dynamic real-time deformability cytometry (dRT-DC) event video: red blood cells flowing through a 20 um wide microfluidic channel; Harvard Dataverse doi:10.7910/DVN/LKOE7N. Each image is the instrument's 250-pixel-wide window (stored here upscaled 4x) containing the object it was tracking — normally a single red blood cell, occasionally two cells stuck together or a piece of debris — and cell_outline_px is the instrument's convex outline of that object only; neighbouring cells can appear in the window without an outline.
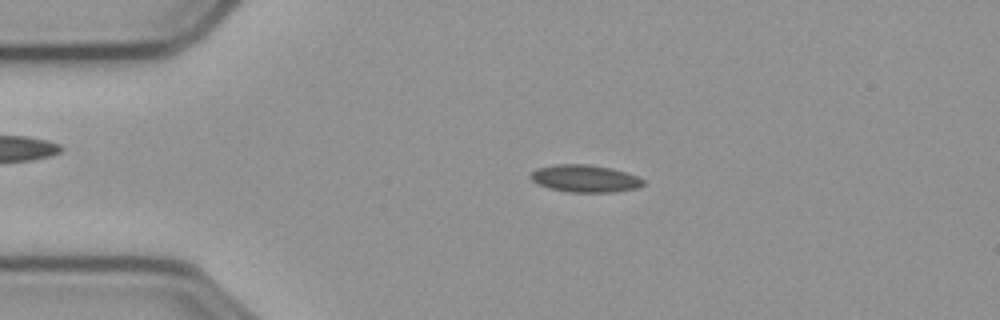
{"species": "common noctule bat (a hibernating species)", "species_latin": "Nyctalus noctula", "temperature_condition": "cold", "stored_images_in_passage": 48, "camera_frame_rate_fps": 3000, "um_per_image_px": 0.085, "animal": {"sex": "male", "body_mass_g": 23.1, "forearm_length_mm": 52.7}, "frame": {"image": 1, "passage_image": 3, "time_ms": 0.667, "image_size_px": [1000, 320], "cell_outline_px": [[644, 184], [636, 188], [616, 192], [568, 192], [548, 188], [536, 184], [528, 176], [536, 168], [552, 164], [588, 164], [612, 168], [636, 176], [644, 180]], "centroid_in_image_um": [49.66, 15.17], "position_along_channel_um": 35.3, "area_um2": 18.09}}
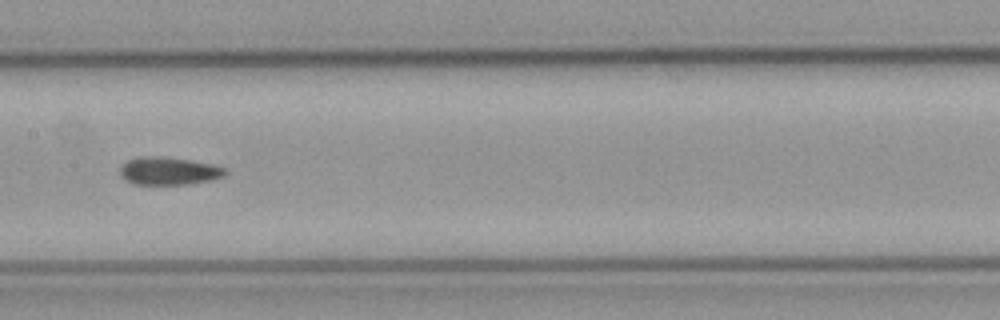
{"frame": {"image": 2, "passage_image": 19, "time_ms": 6.0, "image_size_px": [1000, 320], "cell_outline_px": [[228, 172], [224, 176], [212, 180], [188, 184], [136, 184], [124, 180], [120, 176], [120, 168], [128, 160], [140, 156], [160, 156], [188, 160], [212, 164], [224, 168]], "centroid_in_image_um": [14.34, 14.53], "position_along_channel_um": 193.1, "area_um2": 16.99}}
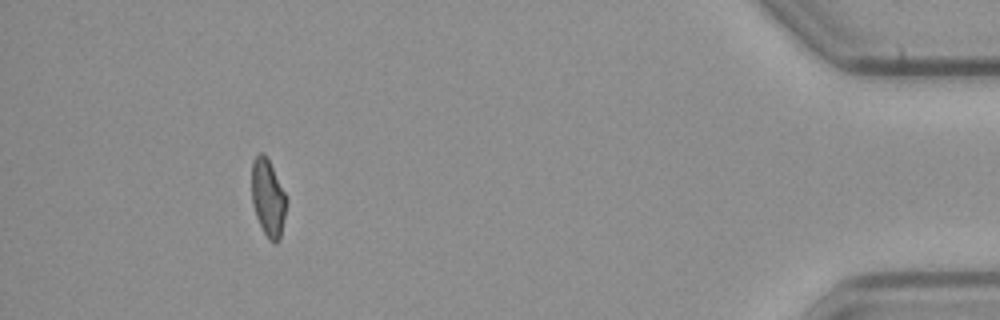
{"frame": {"image": 3, "passage_image": 43, "time_ms": 14.0, "image_size_px": [1000, 320], "cell_outline_px": [[288, 200], [280, 240], [276, 244], [272, 244], [268, 240], [256, 216], [252, 204], [252, 160], [260, 152], [268, 160]], "centroid_in_image_um": [22.79, 16.9], "position_along_channel_um": 412.4, "area_um2": 15.55}, "authors_computed_cell_mechanics": {"area_um2": 16.8198, "velocity_mm_per_s": 3.5971, "shape_relaxation_time_tau1_ms": null, "shape_relaxation_time_tau2_ms": 3.8633, "deformation_change_tau1": null, "deformation_change_tau2": 0.1}}